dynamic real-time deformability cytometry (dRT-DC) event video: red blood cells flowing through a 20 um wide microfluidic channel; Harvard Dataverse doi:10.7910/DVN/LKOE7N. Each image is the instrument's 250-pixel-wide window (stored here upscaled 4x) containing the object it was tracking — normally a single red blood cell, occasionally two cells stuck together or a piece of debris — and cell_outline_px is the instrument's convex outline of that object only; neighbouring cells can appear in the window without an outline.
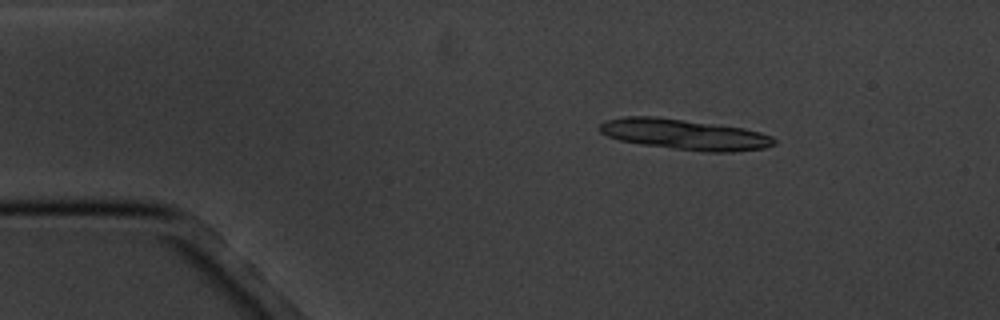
{"species": "common noctule bat (a hibernating species)", "species_latin": "Nyctalus noctula", "temperature_condition": "cold", "stored_images_in_passage": 6, "segment_of_instrument_passage": [1, 2], "camera_frame_rate_fps": 3000, "um_per_image_px": 0.085, "animal": {"sex": "male", "body_mass_g": 20.1, "forearm_length_mm": 53.5}, "frame": {"image": 1, "passage_image": 3, "time_ms": 2.333, "image_size_px": [1000, 320], "cell_outline_px": [[776, 144], [764, 148], [732, 152], [708, 152], [644, 144], [620, 140], [608, 136], [600, 132], [596, 128], [604, 120], [624, 116], [656, 116], [744, 128], [760, 132], [772, 136], [776, 140]], "centroid_in_image_um": [58.18, 11.41], "position_along_channel_um": 26.8, "area_um2": 30.98}}